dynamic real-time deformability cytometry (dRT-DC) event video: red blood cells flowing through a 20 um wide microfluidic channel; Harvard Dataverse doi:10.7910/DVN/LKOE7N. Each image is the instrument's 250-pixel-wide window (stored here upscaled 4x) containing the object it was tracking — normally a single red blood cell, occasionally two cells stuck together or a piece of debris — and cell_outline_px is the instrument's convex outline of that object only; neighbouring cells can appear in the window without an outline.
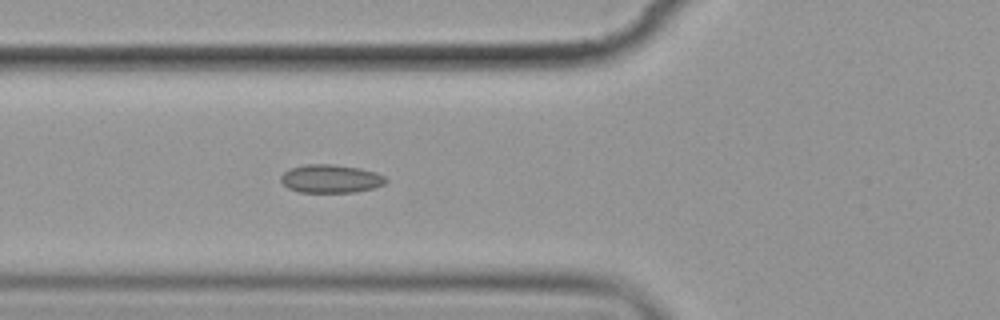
{"species": "common noctule bat (a hibernating species)", "species_latin": "Nyctalus noctula", "temperature_condition": "cold", "stored_images_in_passage": 7, "camera_frame_rate_fps": 3000, "um_per_image_px": 0.085, "animal": {"sex": "female", "body_mass_g": 19.9}, "frame": {"image": 1, "passage_image": 7, "time_ms": 7.0, "image_size_px": [1000, 320], "cell_outline_px": [[388, 180], [384, 184], [372, 188], [352, 192], [300, 192], [288, 188], [280, 180], [280, 176], [284, 172], [292, 168], [304, 164], [332, 164], [360, 168], [384, 176]], "centroid_in_image_um": [28.08, 15.19], "position_along_channel_um": 97.7, "area_um2": 17.11}}